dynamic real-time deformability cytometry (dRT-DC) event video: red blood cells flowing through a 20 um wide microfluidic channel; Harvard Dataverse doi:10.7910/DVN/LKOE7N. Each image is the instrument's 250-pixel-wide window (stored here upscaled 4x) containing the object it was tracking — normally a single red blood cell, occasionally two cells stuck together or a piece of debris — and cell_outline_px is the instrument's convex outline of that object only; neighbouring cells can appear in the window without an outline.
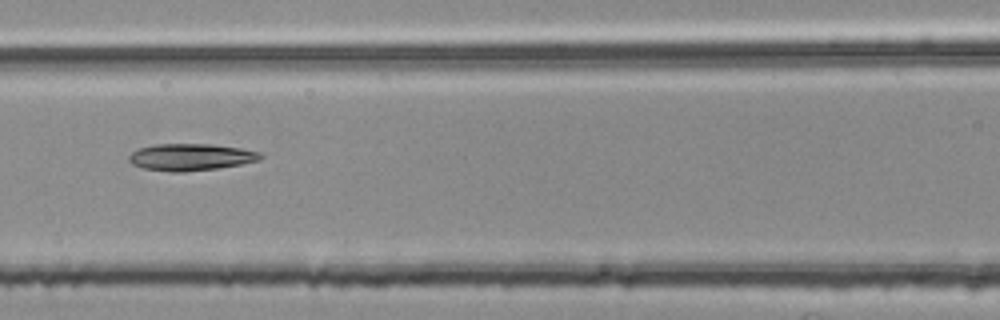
{"species": "common noctule bat (a hibernating species)", "species_latin": "Nyctalus noctula", "temperature_condition": "room temperature", "stored_images_in_passage": 16, "camera_frame_rate_fps": 3000, "um_per_image_px": 0.085, "animal": {"sex": "female", "body_mass_g": 25.1}, "frame": {"image": 1, "passage_image": 7, "time_ms": 2.0, "image_size_px": [1000, 320], "cell_outline_px": [[264, 156], [260, 160], [240, 164], [216, 168], [180, 172], [172, 172], [144, 168], [132, 164], [128, 160], [128, 156], [132, 152], [140, 148], [152, 144], [212, 144], [240, 148], [260, 152]], "centroid_in_image_um": [16.21, 13.34], "position_along_channel_um": 150.4, "area_um2": 20.52}}
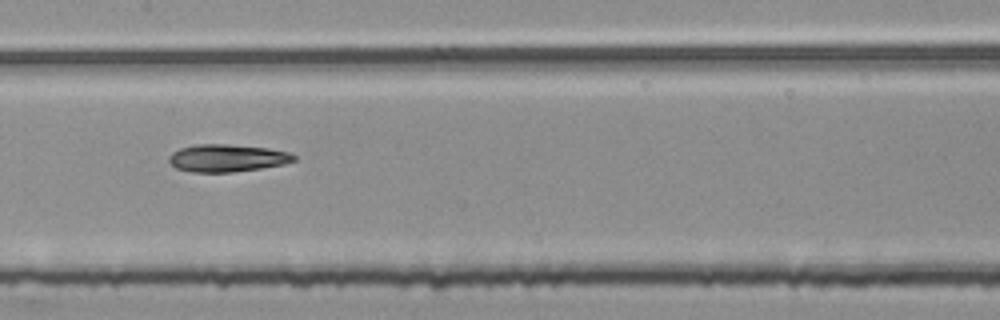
{"frame": {"image": 2, "passage_image": 10, "time_ms": 3.0, "image_size_px": [1000, 320], "cell_outline_px": [[296, 160], [284, 164], [260, 168], [232, 172], [192, 172], [176, 168], [168, 160], [168, 156], [172, 152], [180, 148], [196, 144], [228, 144], [268, 148], [288, 152], [296, 156]], "centroid_in_image_um": [19.29, 13.43], "position_along_channel_um": 188.1, "area_um2": 20.0}}